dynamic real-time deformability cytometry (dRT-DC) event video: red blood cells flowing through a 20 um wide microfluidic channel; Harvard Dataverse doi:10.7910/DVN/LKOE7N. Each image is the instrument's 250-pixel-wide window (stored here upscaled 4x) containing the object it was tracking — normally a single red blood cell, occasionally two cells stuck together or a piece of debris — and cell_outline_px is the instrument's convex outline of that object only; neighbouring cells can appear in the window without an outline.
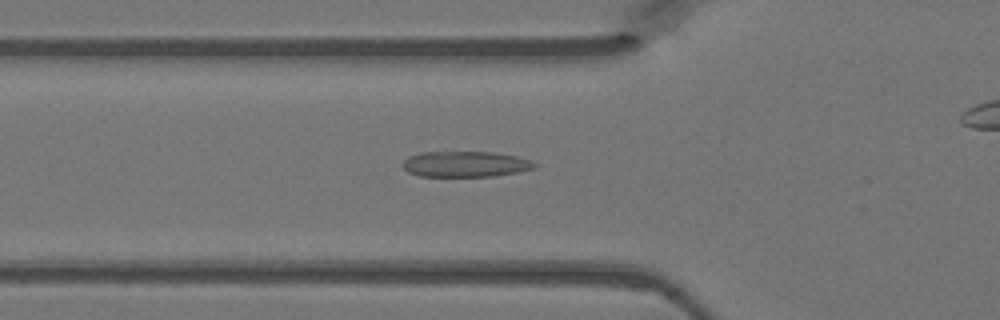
{"species": "Egyptian fruit bat (a non-hibernating species)", "species_latin": "Rousettus aegyptiacus", "temperature_condition": "warm", "stored_images_in_passage": 41, "camera_frame_rate_fps": 3000, "um_per_image_px": 0.085, "animal": {"sex": "female"}, "frame": {"image": 1, "passage_image": 16, "time_ms": 5.0, "image_size_px": [1000, 320], "cell_outline_px": [[536, 164], [532, 168], [516, 172], [492, 176], [420, 176], [408, 172], [404, 168], [404, 160], [408, 156], [420, 152], [496, 152], [516, 156], [532, 160]], "centroid_in_image_um": [39.54, 13.94], "position_along_channel_um": 86.3, "area_um2": 19.59}}
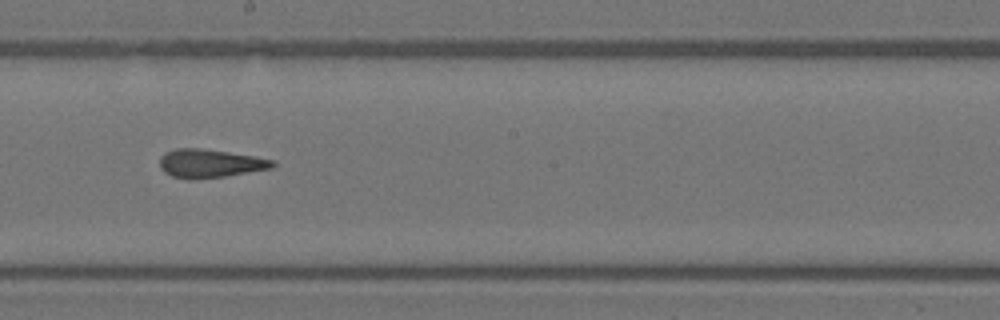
{"frame": {"image": 2, "passage_image": 26, "time_ms": 8.333, "image_size_px": [1000, 320], "cell_outline_px": [[276, 164], [272, 168], [224, 176], [172, 176], [164, 172], [160, 168], [160, 156], [164, 152], [176, 148], [200, 148], [256, 156], [276, 160]], "centroid_in_image_um": [17.89, 13.83], "position_along_channel_um": 230.3, "area_um2": 18.09}}
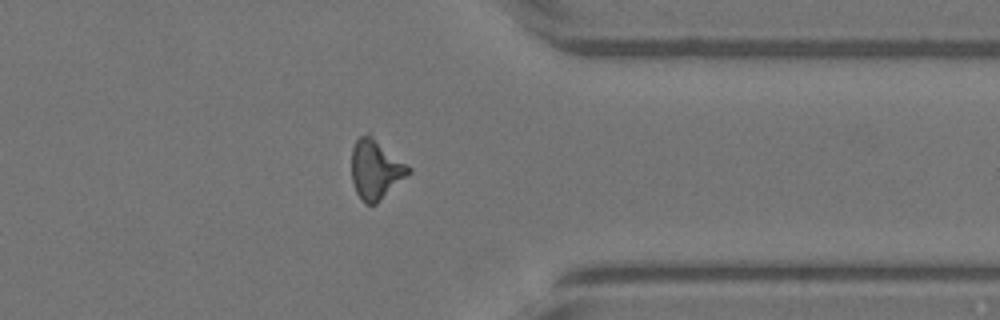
{"frame": {"image": 3, "passage_image": 37, "time_ms": 12.0, "image_size_px": [1000, 320], "cell_outline_px": [[412, 172], [376, 204], [364, 204], [356, 192], [352, 180], [352, 148], [356, 140], [360, 136], [368, 132], [412, 168]], "centroid_in_image_um": [31.94, 14.4], "position_along_channel_um": 379.5, "area_um2": 19.83}}